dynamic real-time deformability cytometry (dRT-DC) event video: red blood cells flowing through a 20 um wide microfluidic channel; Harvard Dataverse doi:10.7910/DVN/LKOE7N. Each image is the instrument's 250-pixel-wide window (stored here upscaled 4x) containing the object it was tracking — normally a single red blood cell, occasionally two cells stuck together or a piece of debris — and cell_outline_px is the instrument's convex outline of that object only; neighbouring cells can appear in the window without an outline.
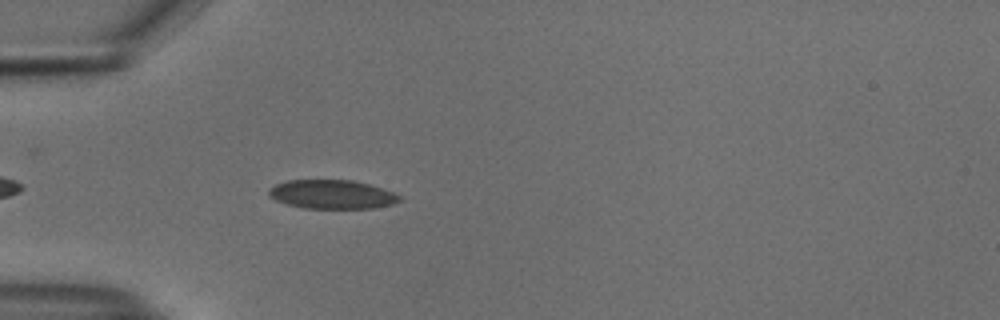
{"species": "common noctule bat (a hibernating species)", "species_latin": "Nyctalus noctula", "temperature_condition": "cold", "stored_images_in_passage": 8, "camera_frame_rate_fps": 3000, "um_per_image_px": 0.085, "animal": {"sex": "male", "body_mass_g": 18.8}, "frame": {"image": 1, "passage_image": 5, "time_ms": 1.333, "image_size_px": [1000, 320], "cell_outline_px": [[404, 200], [392, 204], [376, 208], [304, 208], [288, 204], [276, 200], [268, 196], [268, 192], [276, 184], [288, 180], [352, 180], [368, 184], [392, 192], [400, 196]], "centroid_in_image_um": [28.24, 16.52], "position_along_channel_um": 56.8, "area_um2": 21.85}}